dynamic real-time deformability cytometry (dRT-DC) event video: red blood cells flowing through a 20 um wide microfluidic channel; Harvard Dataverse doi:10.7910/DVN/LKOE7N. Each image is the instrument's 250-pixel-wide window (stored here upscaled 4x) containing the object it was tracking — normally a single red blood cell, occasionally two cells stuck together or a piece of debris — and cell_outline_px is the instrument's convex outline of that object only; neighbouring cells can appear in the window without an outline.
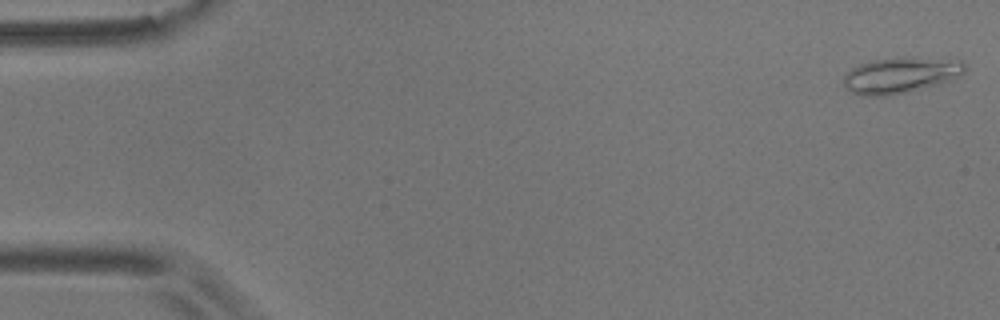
{"species": "common noctule bat (a hibernating species)", "species_latin": "Nyctalus noctula", "temperature_condition": "room temperature", "stored_images_in_passage": 55, "camera_frame_rate_fps": 3000, "um_per_image_px": 0.085, "animal": {"sex": "male", "body_mass_g": 17.9}, "frame": {"image": 1, "passage_image": 1, "time_ms": 0.0, "image_size_px": [1000, 320], "cell_outline_px": [[964, 72], [960, 76], [952, 80], [904, 92], [884, 96], [860, 96], [844, 88], [844, 76], [852, 68], [860, 64], [872, 60], [904, 56], [960, 60], [964, 64]], "centroid_in_image_um": [76.52, 6.37], "position_along_channel_um": 8.5, "area_um2": 25.32}}
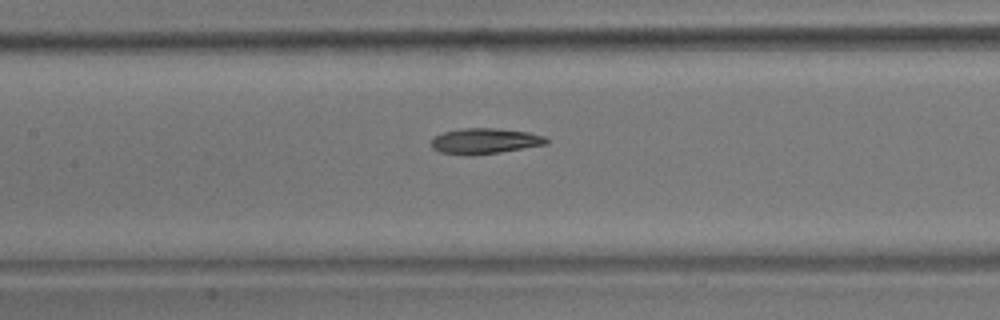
{"frame": {"image": 2, "passage_image": 25, "time_ms": 8.0, "image_size_px": [1000, 320], "cell_outline_px": [[548, 144], [500, 152], [472, 156], [468, 156], [440, 152], [432, 148], [432, 140], [436, 136], [444, 132], [460, 128], [500, 128], [528, 132], [544, 136], [548, 140]], "centroid_in_image_um": [41.22, 11.99], "position_along_channel_um": 166.2, "area_um2": 17.28}}
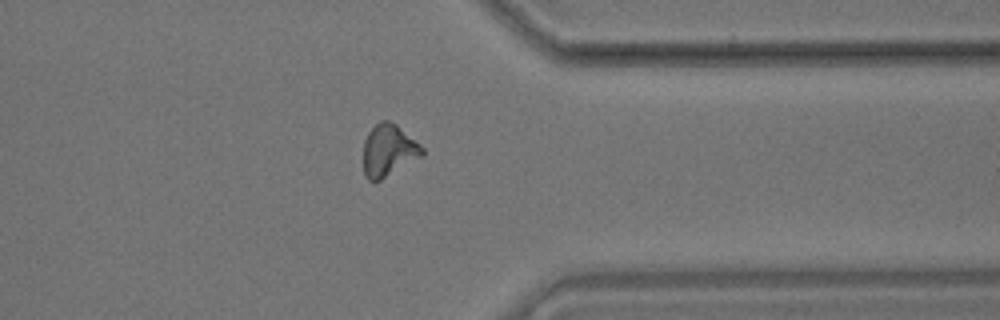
{"frame": {"image": 3, "passage_image": 43, "time_ms": 14.0, "image_size_px": [1000, 320], "cell_outline_px": [[424, 156], [380, 180], [368, 180], [364, 176], [364, 140], [368, 132], [380, 120], [388, 120], [396, 124], [420, 144], [424, 148]], "centroid_in_image_um": [33.04, 12.78], "position_along_channel_um": 378.4, "area_um2": 17.86}, "authors_computed_cell_mechanics": {"area_um2": 17.5134, "velocity_mm_per_s": 3.6422, "shape_relaxation_time_tau1_ms": 7.5016, "shape_relaxation_time_tau2_ms": 8.0016, "deformation_change_tau1": 0.1688, "deformation_change_tau2": 0.1601}}